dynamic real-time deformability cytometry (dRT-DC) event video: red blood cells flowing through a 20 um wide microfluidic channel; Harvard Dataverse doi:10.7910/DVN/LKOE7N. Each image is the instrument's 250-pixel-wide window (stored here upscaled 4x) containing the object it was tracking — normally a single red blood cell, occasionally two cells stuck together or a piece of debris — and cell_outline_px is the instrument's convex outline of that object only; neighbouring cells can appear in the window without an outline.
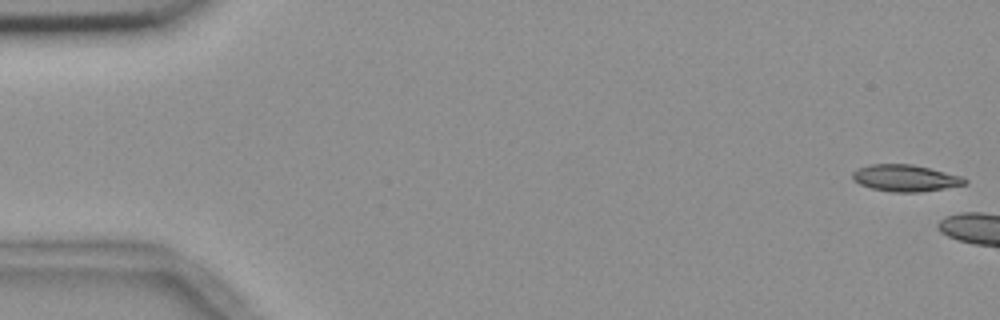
{"species": "common noctule bat (a hibernating species)", "species_latin": "Nyctalus noctula", "temperature_condition": "room temperature", "stored_images_in_passage": 5, "camera_frame_rate_fps": 3000, "um_per_image_px": 0.085, "animal": {"sex": "female", "body_mass_g": 18.4}, "frame": {"image": 1, "passage_image": 1, "time_ms": 0.0, "image_size_px": [1000, 320], "cell_outline_px": [[968, 184], [920, 192], [892, 192], [872, 188], [860, 184], [852, 180], [852, 172], [860, 168], [872, 164], [912, 164], [960, 176], [968, 180]], "centroid_in_image_um": [76.94, 15.14], "position_along_channel_um": 8.1, "area_um2": 17.28}}